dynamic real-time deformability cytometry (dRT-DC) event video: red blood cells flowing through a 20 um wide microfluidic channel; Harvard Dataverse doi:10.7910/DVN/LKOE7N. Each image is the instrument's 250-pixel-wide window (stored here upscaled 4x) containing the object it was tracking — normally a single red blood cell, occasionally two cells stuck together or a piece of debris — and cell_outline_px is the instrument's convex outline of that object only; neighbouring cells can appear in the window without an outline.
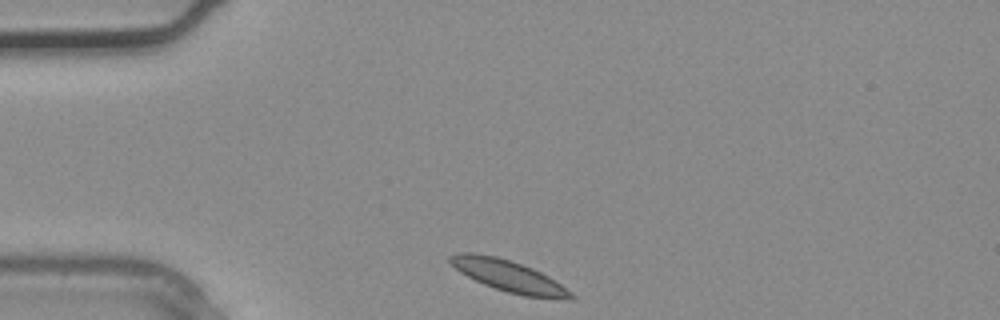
{"species": "common noctule bat (a hibernating species)", "species_latin": "Nyctalus noctula", "temperature_condition": "warm", "stored_images_in_passage": 2, "camera_frame_rate_fps": 3000, "um_per_image_px": 0.085, "animal": {"sex": "male", "body_mass_g": 20.4}, "frame": {"image": 1, "passage_image": 1, "time_ms": 0.0, "image_size_px": [1000, 320], "cell_outline_px": [[576, 296], [572, 300], [524, 296], [508, 292], [484, 284], [460, 272], [448, 260], [448, 256], [460, 252], [472, 252], [496, 256], [532, 268], [548, 276], [572, 292]], "centroid_in_image_um": [43.25, 23.46], "position_along_channel_um": 41.7, "area_um2": 21.91}}